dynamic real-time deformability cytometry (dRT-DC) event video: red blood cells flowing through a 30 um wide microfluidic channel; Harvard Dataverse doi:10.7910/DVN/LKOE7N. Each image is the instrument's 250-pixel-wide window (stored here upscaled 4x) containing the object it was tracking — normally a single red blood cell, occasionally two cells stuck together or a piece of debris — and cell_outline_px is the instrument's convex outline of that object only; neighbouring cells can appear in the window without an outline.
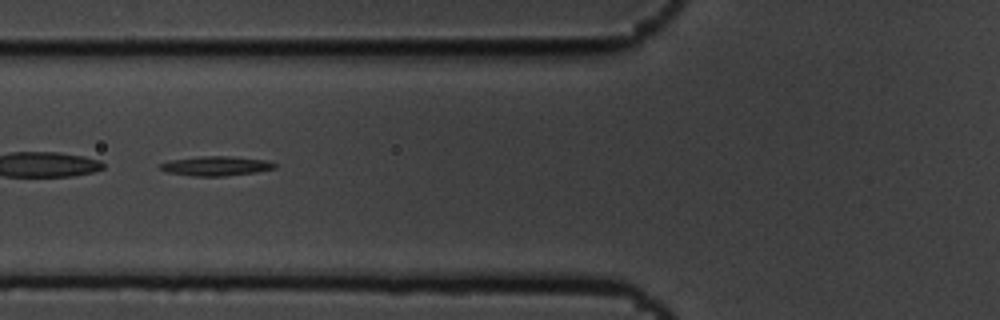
{"species": "common noctule bat (a hibernating species)", "species_latin": "Nyctalus noctula", "temperature_condition": "cold", "stored_images_in_passage": 12, "camera_frame_rate_fps": 3000, "um_per_image_px": 0.085, "animal": {"sex": "male", "body_mass_g": 19.5, "forearm_length_mm": 54.6}, "frame": {"image": 1, "passage_image": 3, "time_ms": 0.667, "image_size_px": [1000, 320], "cell_outline_px": [[276, 168], [256, 172], [224, 176], [192, 176], [168, 172], [160, 168], [160, 164], [172, 160], [200, 156], [228, 156], [268, 160], [276, 164]], "centroid_in_image_um": [18.4, 14.1], "position_along_channel_um": 107.4, "area_um2": 12.89}}
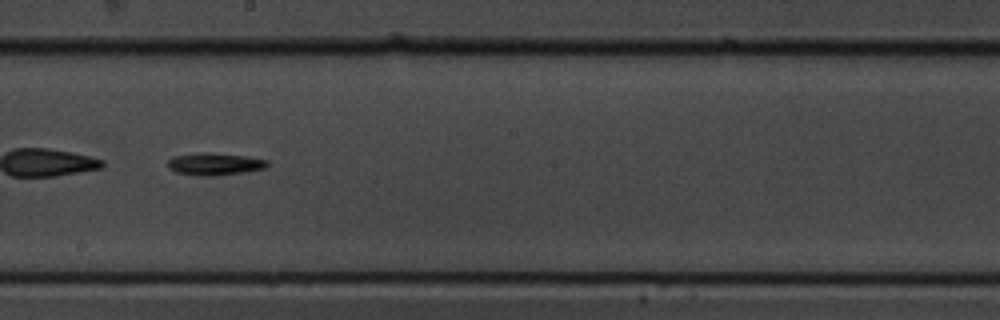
{"frame": {"image": 2, "passage_image": 6, "time_ms": 1.667, "image_size_px": [1000, 320], "cell_outline_px": [[268, 164], [264, 168], [244, 172], [216, 176], [196, 176], [176, 172], [168, 168], [168, 160], [172, 156], [208, 152], [244, 156], [268, 160]], "centroid_in_image_um": [18.21, 13.95], "position_along_channel_um": 230.0, "area_um2": 12.89}}